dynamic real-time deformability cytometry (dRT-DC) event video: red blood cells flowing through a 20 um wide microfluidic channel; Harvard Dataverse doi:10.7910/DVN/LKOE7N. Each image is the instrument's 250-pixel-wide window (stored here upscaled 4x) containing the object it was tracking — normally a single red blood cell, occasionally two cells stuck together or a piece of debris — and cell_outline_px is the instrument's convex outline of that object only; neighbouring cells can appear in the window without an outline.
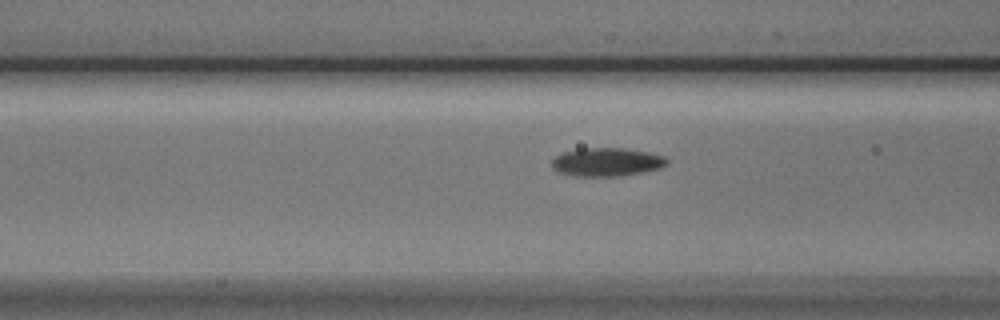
{"species": "Egyptian fruit bat (a non-hibernating species)", "species_latin": "Rousettus aegyptiacus", "temperature_condition": "cold", "stored_images_in_passage": 19, "camera_frame_rate_fps": 3000, "um_per_image_px": 0.085, "animal": {"sex": "male"}, "frame": {"image": 1, "passage_image": 16, "time_ms": 5.0, "image_size_px": [1000, 320], "cell_outline_px": [[668, 164], [660, 168], [640, 172], [616, 176], [576, 176], [556, 172], [552, 168], [552, 160], [556, 156], [564, 152], [580, 148], [624, 148], [648, 152], [664, 156], [668, 160]], "centroid_in_image_um": [51.55, 13.77], "position_along_channel_um": 115.1, "area_um2": 19.02}}